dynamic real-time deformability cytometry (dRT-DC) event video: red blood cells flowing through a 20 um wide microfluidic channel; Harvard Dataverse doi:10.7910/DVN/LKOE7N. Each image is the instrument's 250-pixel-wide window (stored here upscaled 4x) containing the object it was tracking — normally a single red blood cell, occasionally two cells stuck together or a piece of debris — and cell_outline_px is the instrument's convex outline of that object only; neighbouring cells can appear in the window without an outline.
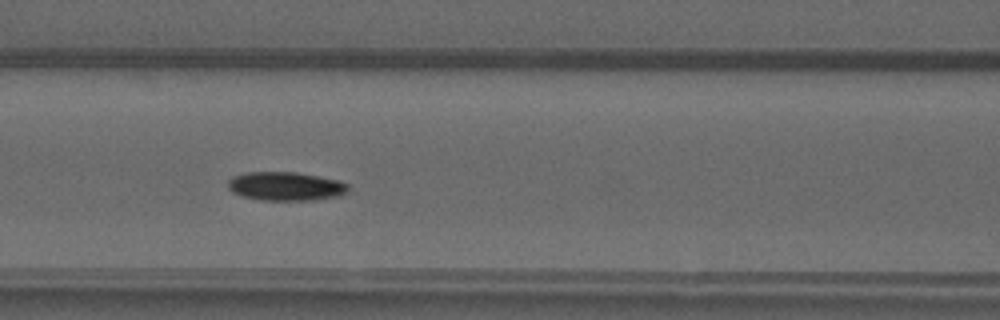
{"species": "common noctule bat (a hibernating species)", "species_latin": "Nyctalus noctula", "temperature_condition": "warm", "stored_images_in_passage": 28, "camera_frame_rate_fps": 3000, "um_per_image_px": 0.085, "animal": {"sex": "male", "forearm_length_mm": 52.5}, "frame": {"image": 1, "passage_image": 9, "time_ms": 2.667, "image_size_px": [1000, 320], "cell_outline_px": [[348, 192], [336, 196], [316, 200], [260, 200], [244, 196], [232, 192], [228, 188], [228, 180], [232, 176], [244, 172], [296, 172], [336, 180], [348, 184]], "centroid_in_image_um": [24.24, 15.83], "position_along_channel_um": 142.4, "area_um2": 20.06}}
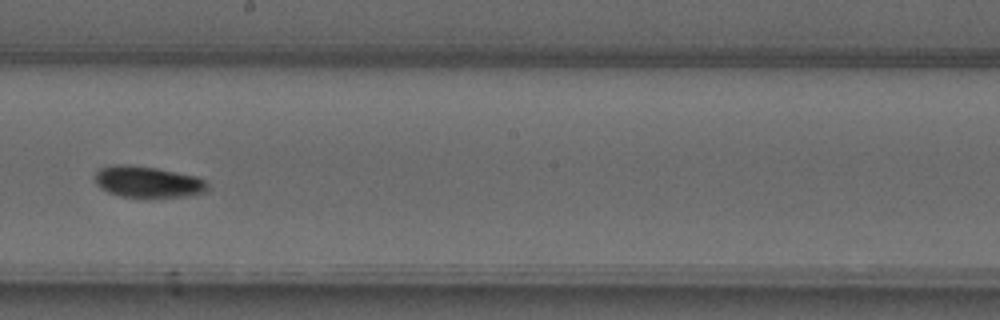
{"frame": {"image": 2, "passage_image": 16, "time_ms": 5.0, "image_size_px": [1000, 320], "cell_outline_px": [[208, 192], [184, 196], [120, 196], [108, 192], [100, 188], [96, 184], [96, 172], [100, 168], [112, 164], [128, 164], [156, 168], [196, 176], [204, 180], [208, 184]], "centroid_in_image_um": [12.55, 15.44], "position_along_channel_um": 235.6, "area_um2": 20.35}}
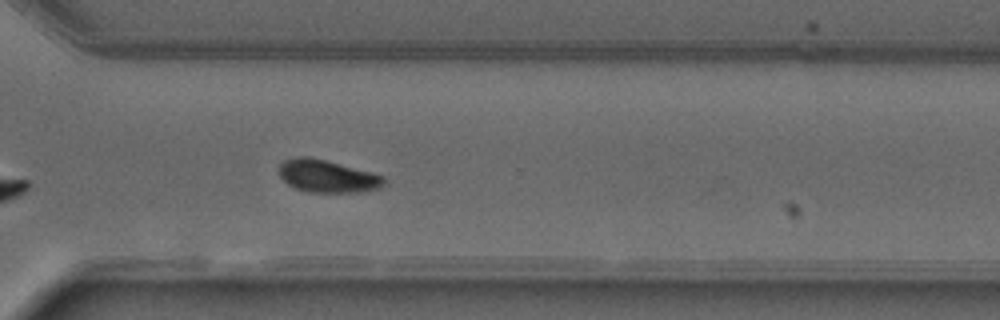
{"frame": {"image": 3, "passage_image": 24, "time_ms": 7.667, "image_size_px": [1000, 320], "cell_outline_px": [[384, 184], [380, 188], [368, 192], [308, 192], [296, 188], [288, 184], [280, 176], [280, 164], [284, 160], [296, 156], [308, 156], [372, 172], [384, 176]], "centroid_in_image_um": [27.84, 14.98], "position_along_channel_um": 342.8, "area_um2": 19.88}, "authors_computed_cell_mechanics": {"area_um2": 19.9699, "velocity_mm_per_s": 4.0226, "shape_relaxation_time_tau1_ms": 3.3901, "shape_relaxation_time_tau2_ms": 6.9417, "deformation_change_tau1": 0.1285, "deformation_change_tau2": 0.0811}}